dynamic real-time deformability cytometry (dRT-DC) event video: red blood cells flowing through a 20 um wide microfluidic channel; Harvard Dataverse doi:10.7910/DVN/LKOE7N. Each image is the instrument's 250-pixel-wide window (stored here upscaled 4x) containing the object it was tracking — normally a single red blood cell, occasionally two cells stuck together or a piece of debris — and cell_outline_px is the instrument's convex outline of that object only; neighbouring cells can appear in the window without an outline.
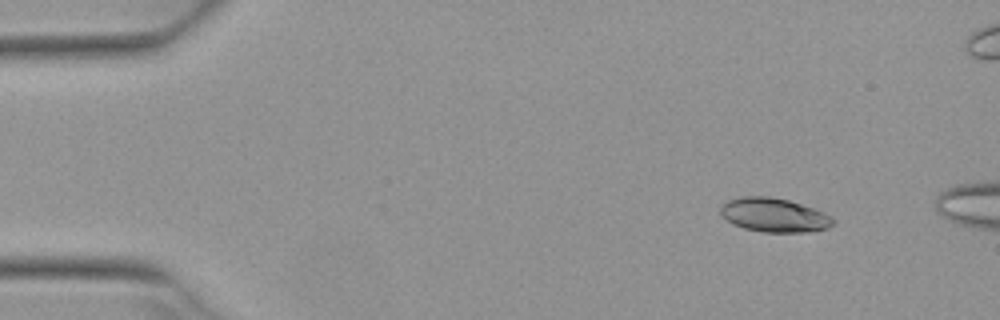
{"species": "Egyptian fruit bat (a non-hibernating species)", "species_latin": "Rousettus aegyptiacus", "temperature_condition": "warm", "stored_images_in_passage": 4, "camera_frame_rate_fps": 3000, "um_per_image_px": 0.085, "animal": {"sex": "female"}, "frame": {"image": 1, "passage_image": 1, "time_ms": 0.0, "image_size_px": [1000, 320], "cell_outline_px": [[836, 224], [828, 228], [808, 232], [764, 232], [744, 228], [732, 224], [720, 212], [720, 208], [728, 200], [740, 196], [768, 196], [788, 200], [824, 212], [832, 216], [836, 220]], "centroid_in_image_um": [65.84, 18.28], "position_along_channel_um": 19.2, "area_um2": 22.31}}